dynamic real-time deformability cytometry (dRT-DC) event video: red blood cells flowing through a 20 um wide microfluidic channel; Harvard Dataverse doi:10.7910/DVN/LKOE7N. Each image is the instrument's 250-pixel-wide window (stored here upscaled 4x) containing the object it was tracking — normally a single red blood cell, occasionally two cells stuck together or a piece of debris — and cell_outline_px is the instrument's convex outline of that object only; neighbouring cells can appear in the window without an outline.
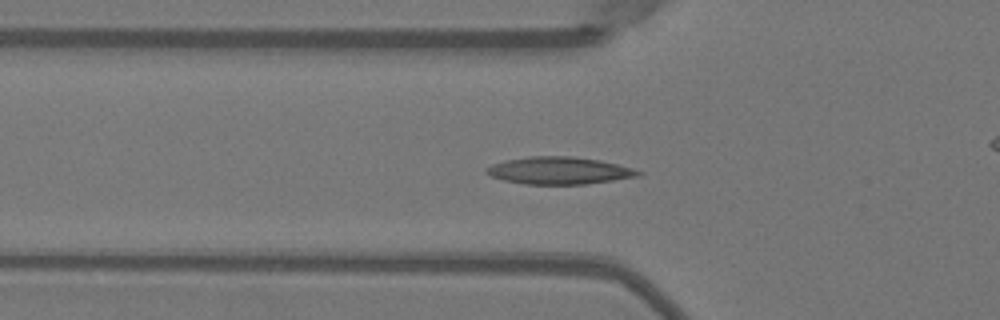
{"species": "Egyptian fruit bat (a non-hibernating species)", "species_latin": "Rousettus aegyptiacus", "temperature_condition": "warm", "stored_images_in_passage": 52, "camera_frame_rate_fps": 3000, "um_per_image_px": 0.085, "animal": {"sex": "female"}, "frame": {"image": 1, "passage_image": 17, "time_ms": 5.333, "image_size_px": [1000, 320], "cell_outline_px": [[644, 172], [640, 176], [584, 184], [524, 184], [504, 180], [492, 176], [484, 172], [484, 168], [492, 164], [504, 160], [528, 156], [572, 156], [600, 160], [632, 168]], "centroid_in_image_um": [47.5, 14.49], "position_along_channel_um": 78.3, "area_um2": 24.16}}
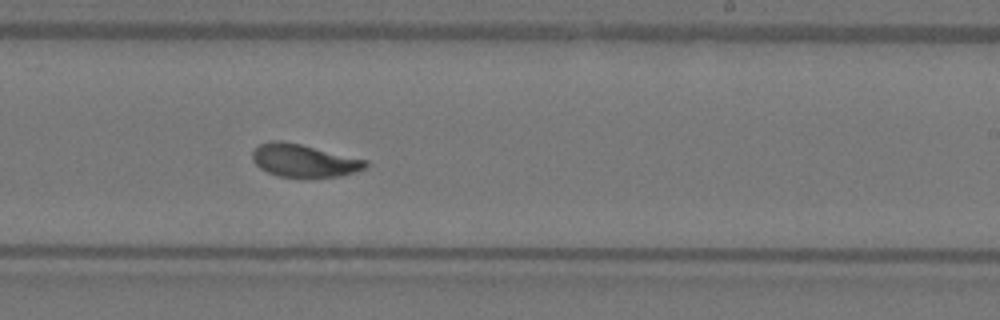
{"frame": {"image": 2, "passage_image": 31, "time_ms": 10.0, "image_size_px": [1000, 320], "cell_outline_px": [[368, 168], [356, 172], [340, 176], [280, 176], [268, 172], [260, 168], [252, 160], [252, 152], [260, 144], [268, 140], [280, 140], [300, 144], [368, 160]], "centroid_in_image_um": [25.85, 13.63], "position_along_channel_um": 263.2, "area_um2": 21.44}}
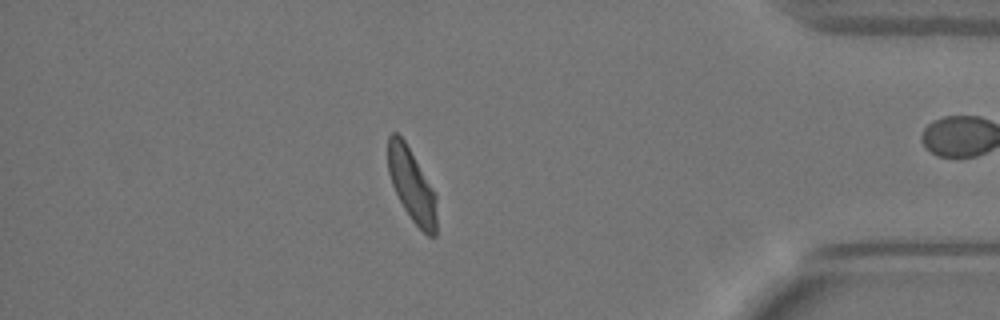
{"frame": {"image": 3, "passage_image": 44, "time_ms": 14.333, "image_size_px": [1000, 320], "cell_outline_px": [[436, 236], [428, 236], [412, 220], [404, 208], [392, 184], [388, 172], [388, 136], [392, 132], [396, 132], [404, 140], [436, 196]], "centroid_in_image_um": [34.98, 15.75], "position_along_channel_um": 400.2, "area_um2": 20.11}, "authors_computed_cell_mechanics": {"area_um2": 21.8195, "velocity_mm_per_s": 3.9429, "shape_relaxation_time_tau1_ms": 3.1619, "shape_relaxation_time_tau2_ms": 1.0538, "deformation_change_tau1": 0.1416, "deformation_change_tau2": 0.0586}}